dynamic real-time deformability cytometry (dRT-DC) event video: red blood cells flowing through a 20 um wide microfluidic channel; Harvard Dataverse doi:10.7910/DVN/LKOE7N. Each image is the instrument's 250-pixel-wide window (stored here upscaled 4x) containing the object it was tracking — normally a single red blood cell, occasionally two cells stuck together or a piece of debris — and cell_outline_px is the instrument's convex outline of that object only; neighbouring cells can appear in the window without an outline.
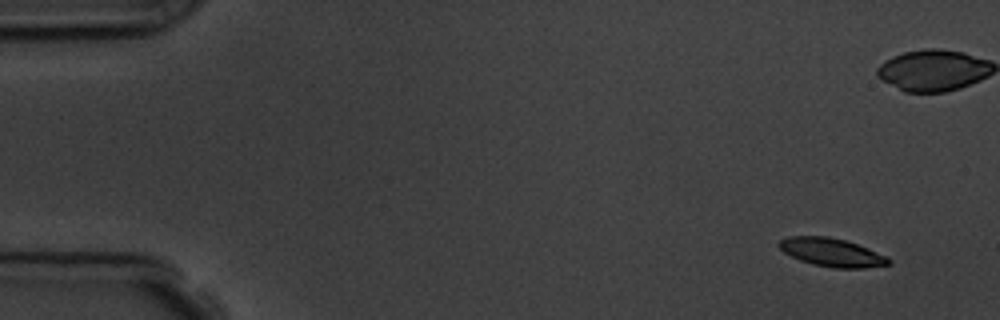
{"species": "common noctule bat (a hibernating species)", "species_latin": "Nyctalus noctula", "temperature_condition": "room temperature", "stored_images_in_passage": 7, "camera_frame_rate_fps": 3000, "um_per_image_px": 0.085, "animal": {"sex": "male", "body_mass_g": 19.5, "forearm_length_mm": 54.6}, "frame": {"image": 1, "passage_image": 1, "time_ms": 0.0, "image_size_px": [1000, 320], "cell_outline_px": [[892, 264], [864, 268], [836, 268], [812, 264], [800, 260], [784, 252], [776, 244], [780, 240], [788, 236], [828, 236], [844, 240], [868, 248], [888, 256], [892, 260]], "centroid_in_image_um": [70.72, 21.45], "position_along_channel_um": 14.3, "area_um2": 18.15}}